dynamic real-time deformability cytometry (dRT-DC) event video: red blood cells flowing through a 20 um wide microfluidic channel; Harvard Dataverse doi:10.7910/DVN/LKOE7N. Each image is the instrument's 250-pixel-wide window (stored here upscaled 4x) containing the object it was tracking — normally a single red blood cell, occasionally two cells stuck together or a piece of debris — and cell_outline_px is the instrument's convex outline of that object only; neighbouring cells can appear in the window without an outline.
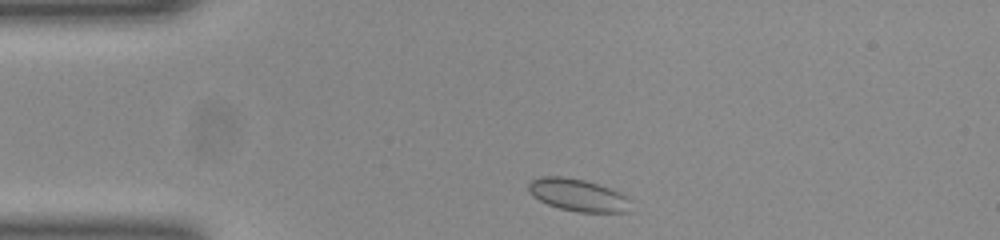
{"species": "common noctule bat (a hibernating species)", "species_latin": "Nyctalus noctula", "temperature_condition": "room temperature", "stored_images_in_passage": 36, "camera_frame_rate_fps": 3000, "um_per_image_px": 0.085, "animal": {"sex": "female", "body_mass_g": 23.0, "forearm_length_mm": 53.4}, "frame": {"image": 1, "passage_image": 2, "time_ms": 0.333, "image_size_px": [1000, 240], "cell_outline_px": [[632, 200], [628, 212], [576, 212], [560, 208], [548, 204], [532, 196], [528, 188], [528, 184], [532, 180], [540, 176], [560, 176], [584, 180], [620, 192]], "centroid_in_image_um": [49.13, 16.58], "position_along_channel_um": 35.9, "area_um2": 19.19}}
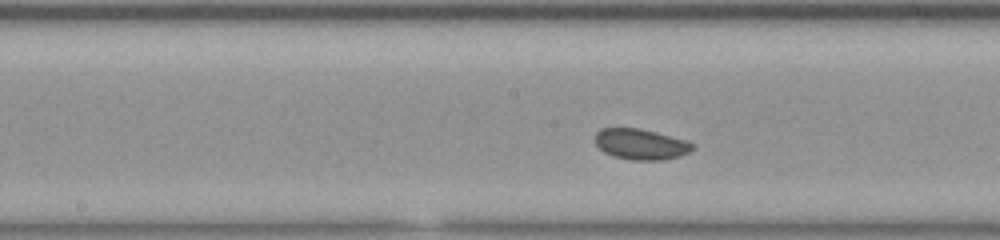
{"frame": {"image": 2, "passage_image": 17, "time_ms": 5.333, "image_size_px": [1000, 240], "cell_outline_px": [[692, 148], [688, 152], [680, 156], [664, 160], [632, 160], [612, 156], [604, 152], [596, 144], [596, 132], [600, 128], [640, 128], [688, 140], [692, 144]], "centroid_in_image_um": [54.46, 12.25], "position_along_channel_um": 193.7, "area_um2": 17.46}}
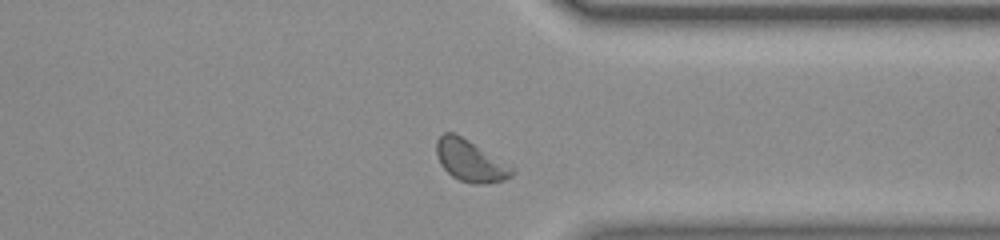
{"frame": {"image": 3, "passage_image": 31, "time_ms": 10.0, "image_size_px": [1000, 240], "cell_outline_px": [[516, 172], [512, 176], [504, 180], [484, 184], [472, 184], [460, 180], [452, 176], [440, 164], [436, 156], [436, 140], [444, 132], [456, 132], [516, 168]], "centroid_in_image_um": [39.99, 13.65], "position_along_channel_um": 371.4, "area_um2": 18.67}, "authors_computed_cell_mechanics": {"area_um2": 17.4267, "velocity_mm_per_s": 3.8636, "shape_relaxation_time_tau1_ms": 9.9974, "shape_relaxation_time_tau2_ms": null, "deformation_change_tau1": 0.1237, "deformation_change_tau2": null}}